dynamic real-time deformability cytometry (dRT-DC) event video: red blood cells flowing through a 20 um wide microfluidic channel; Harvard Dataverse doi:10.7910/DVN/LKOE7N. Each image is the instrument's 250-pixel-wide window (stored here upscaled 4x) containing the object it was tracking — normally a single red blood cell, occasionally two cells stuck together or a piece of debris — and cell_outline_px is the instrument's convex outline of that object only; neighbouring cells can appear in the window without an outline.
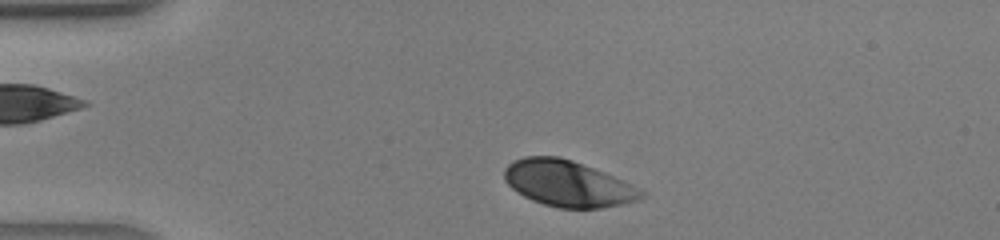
{"species": "human", "species_latin": "Homo sapiens", "temperature_condition": "warm", "stored_images_in_passage": 29, "camera_frame_rate_fps": 3000, "um_per_image_px": 0.085, "donor": {"sex": "male"}, "frame": {"image": 1, "passage_image": 2, "time_ms": 0.333, "image_size_px": [1000, 240], "cell_outline_px": [[648, 196], [640, 200], [600, 208], [560, 208], [544, 204], [532, 200], [516, 192], [504, 180], [504, 168], [512, 160], [524, 156], [560, 156], [572, 160], [604, 172], [632, 184], [648, 192]], "centroid_in_image_um": [48.29, 15.6], "position_along_channel_um": 36.7, "area_um2": 37.05}}
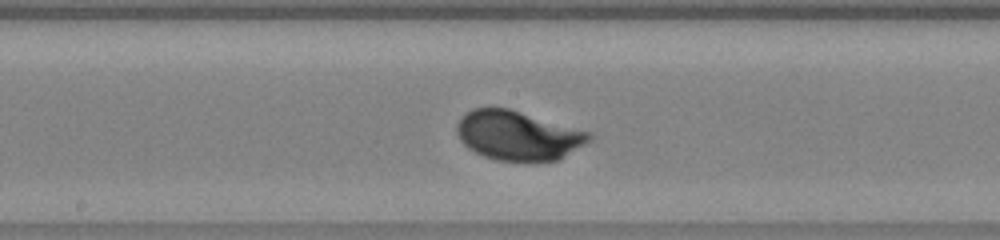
{"frame": {"image": 2, "passage_image": 15, "time_ms": 4.667, "image_size_px": [1000, 240], "cell_outline_px": [[596, 136], [592, 140], [560, 160], [496, 160], [484, 156], [468, 148], [460, 140], [456, 132], [456, 124], [460, 116], [464, 112], [472, 108], [508, 108], [592, 132]], "centroid_in_image_um": [44.05, 11.5], "position_along_channel_um": 204.2, "area_um2": 38.26}}
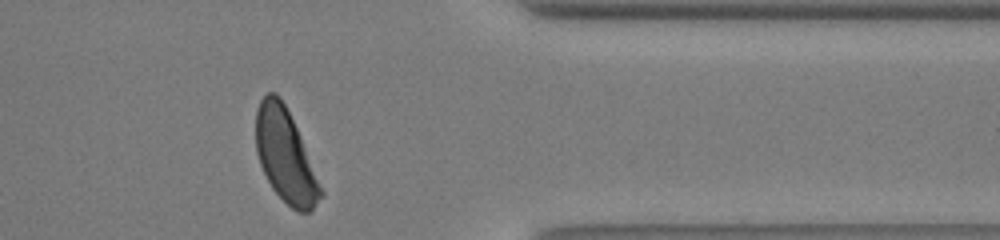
{"frame": {"image": 3, "passage_image": 27, "time_ms": 8.667, "image_size_px": [1000, 240], "cell_outline_px": [[324, 196], [312, 212], [300, 212], [292, 208], [272, 188], [260, 164], [256, 152], [256, 108], [260, 100], [268, 92], [276, 92], [280, 96], [300, 136], [324, 192]], "centroid_in_image_um": [24.26, 13.26], "position_along_channel_um": 387.1, "area_um2": 34.85}}